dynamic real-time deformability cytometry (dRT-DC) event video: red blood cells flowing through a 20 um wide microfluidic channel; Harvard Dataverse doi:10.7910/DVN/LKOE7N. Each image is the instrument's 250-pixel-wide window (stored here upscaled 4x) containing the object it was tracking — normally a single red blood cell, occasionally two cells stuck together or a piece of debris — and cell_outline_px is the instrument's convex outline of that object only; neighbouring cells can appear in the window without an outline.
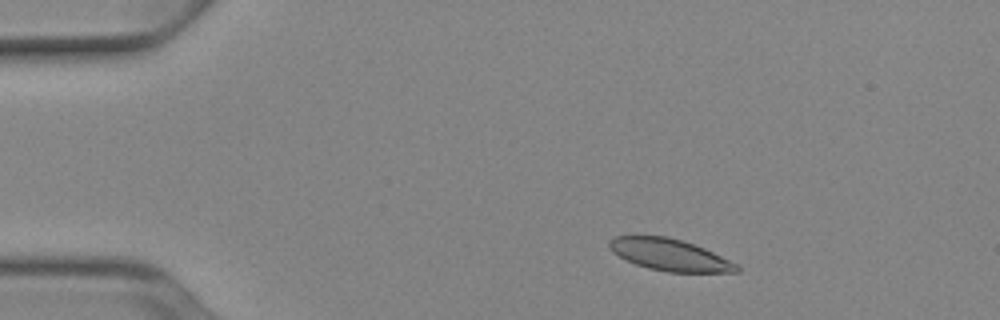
{"species": "Egyptian fruit bat (a non-hibernating species)", "species_latin": "Rousettus aegyptiacus", "temperature_condition": "cold", "stored_images_in_passage": 44, "camera_frame_rate_fps": 3000, "um_per_image_px": 0.085, "animal": {"sex": "female"}, "frame": {"image": 1, "passage_image": 1, "time_ms": 0.0, "image_size_px": [1000, 320], "cell_outline_px": [[740, 272], [668, 272], [648, 268], [636, 264], [612, 252], [608, 248], [608, 240], [616, 236], [668, 236], [684, 240], [704, 248], [736, 264], [740, 268]], "centroid_in_image_um": [56.9, 21.65], "position_along_channel_um": 28.1, "area_um2": 23.47}}
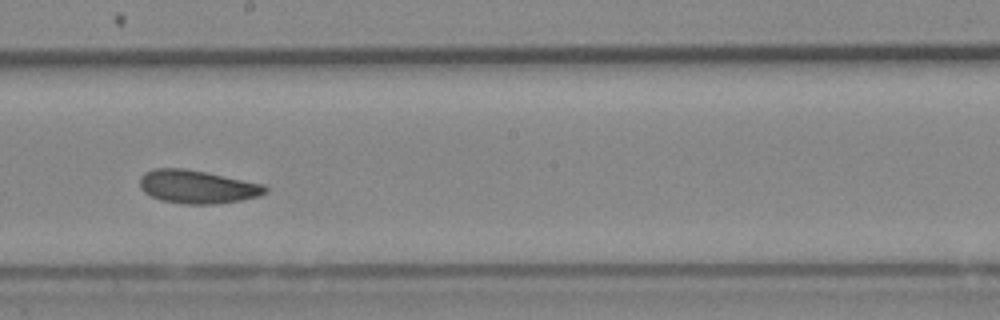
{"frame": {"image": 2, "passage_image": 22, "time_ms": 7.0, "image_size_px": [1000, 320], "cell_outline_px": [[268, 192], [260, 196], [240, 200], [212, 204], [184, 204], [160, 200], [144, 192], [140, 188], [140, 176], [144, 172], [152, 168], [184, 168], [208, 172], [264, 184], [268, 188]], "centroid_in_image_um": [16.77, 15.86], "position_along_channel_um": 231.4, "area_um2": 24.57}}
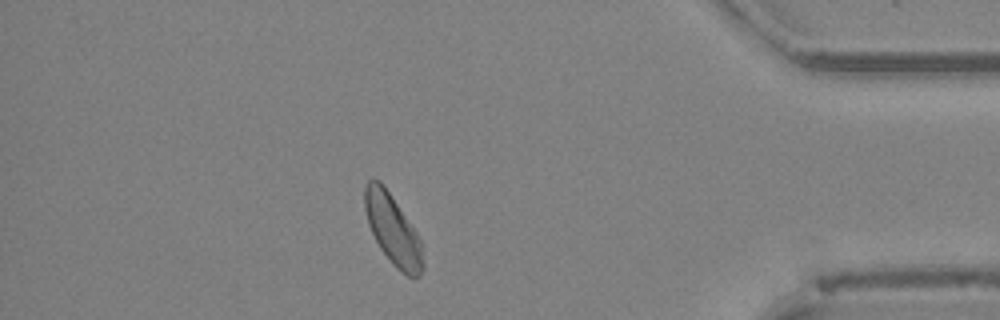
{"frame": {"image": 3, "passage_image": 38, "time_ms": 12.333, "image_size_px": [1000, 320], "cell_outline_px": [[424, 268], [412, 280], [400, 272], [392, 264], [380, 248], [368, 224], [364, 208], [364, 184], [368, 180], [380, 180], [416, 232], [420, 240], [424, 264]], "centroid_in_image_um": [33.37, 19.55], "position_along_channel_um": 401.8, "area_um2": 23.52}, "authors_computed_cell_mechanics": {"area_um2": 24.1026, "velocity_mm_per_s": 3.875, "shape_relaxation_time_tau1_ms": 6.2044, "shape_relaxation_time_tau2_ms": 3.8319, "deformation_change_tau1": 0.0989, "deformation_change_tau2": 0.0872}}